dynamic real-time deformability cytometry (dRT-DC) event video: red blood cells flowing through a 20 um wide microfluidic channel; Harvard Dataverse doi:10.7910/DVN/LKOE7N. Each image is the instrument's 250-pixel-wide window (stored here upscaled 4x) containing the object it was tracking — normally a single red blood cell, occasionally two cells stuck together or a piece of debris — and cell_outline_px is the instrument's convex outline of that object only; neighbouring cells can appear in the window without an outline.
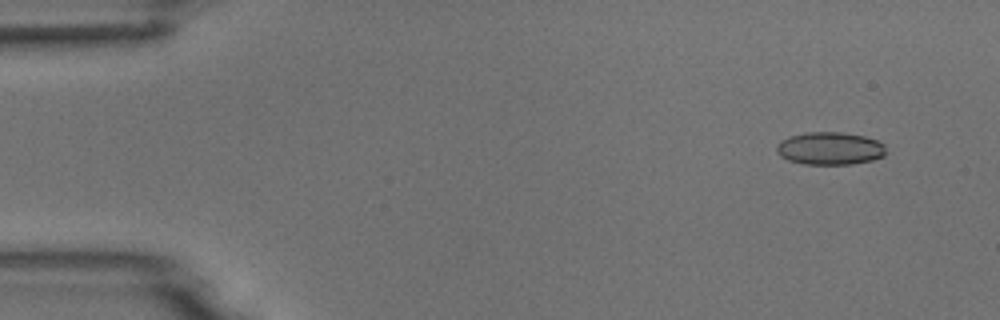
{"species": "common noctule bat (a hibernating species)", "species_latin": "Nyctalus noctula", "temperature_condition": "room temperature", "stored_images_in_passage": 4, "camera_frame_rate_fps": 3000, "um_per_image_px": 0.085, "animal": {"sex": "male", "body_mass_g": 18.8}, "frame": {"image": 1, "passage_image": 1, "time_ms": 0.0, "image_size_px": [1000, 320], "cell_outline_px": [[884, 156], [872, 160], [852, 164], [804, 164], [788, 160], [780, 156], [776, 152], [776, 144], [780, 140], [804, 132], [844, 132], [864, 136], [876, 140], [884, 144]], "centroid_in_image_um": [70.51, 12.61], "position_along_channel_um": 14.5, "area_um2": 20.92}}
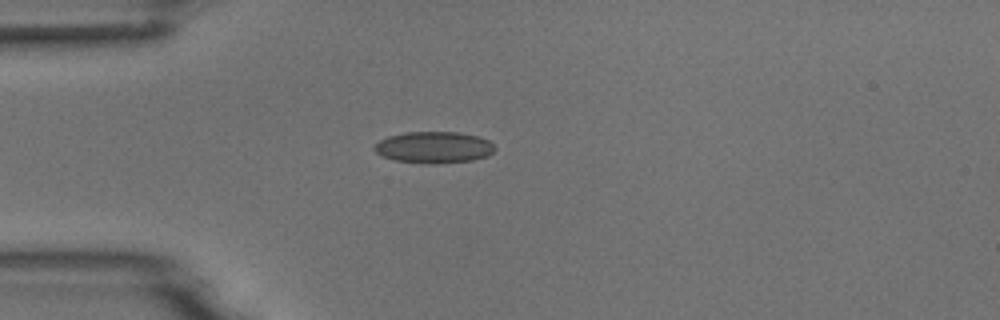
{"frame": {"image": 2, "passage_image": 4, "time_ms": 3.333, "image_size_px": [1000, 320], "cell_outline_px": [[496, 148], [488, 156], [472, 160], [432, 164], [396, 160], [380, 156], [372, 148], [380, 140], [388, 136], [404, 132], [460, 132], [476, 136], [488, 140]], "centroid_in_image_um": [36.86, 12.52], "position_along_channel_um": 48.1, "area_um2": 22.08}}